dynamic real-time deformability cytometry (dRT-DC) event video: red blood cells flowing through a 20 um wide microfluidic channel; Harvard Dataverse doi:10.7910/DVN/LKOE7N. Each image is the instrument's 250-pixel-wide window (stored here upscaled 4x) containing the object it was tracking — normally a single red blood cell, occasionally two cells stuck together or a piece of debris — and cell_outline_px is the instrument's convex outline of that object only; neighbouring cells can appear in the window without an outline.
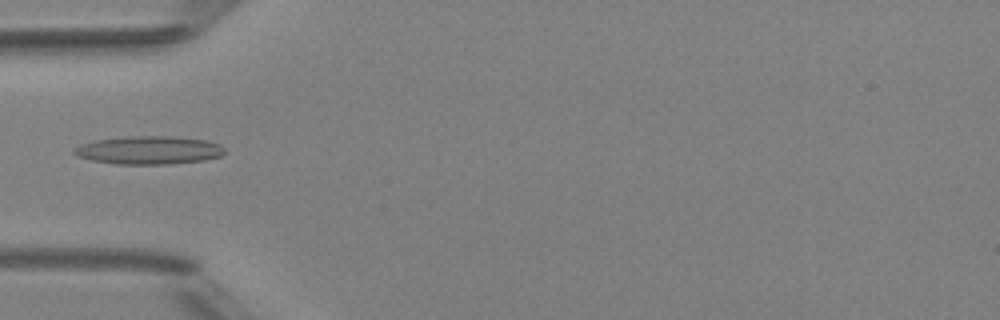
{"species": "Egyptian fruit bat (a non-hibernating species)", "species_latin": "Rousettus aegyptiacus", "temperature_condition": "room temperature", "stored_images_in_passage": 5, "camera_frame_rate_fps": 3000, "um_per_image_px": 0.085, "animal": {"sex": "female"}, "frame": {"image": 1, "passage_image": 4, "time_ms": 4.333, "image_size_px": [1000, 320], "cell_outline_px": [[224, 152], [220, 156], [204, 160], [168, 164], [116, 164], [92, 160], [76, 156], [72, 152], [72, 148], [80, 144], [96, 140], [124, 136], [172, 136], [204, 140], [220, 144], [224, 148]], "centroid_in_image_um": [12.61, 12.76], "position_along_channel_um": 72.4, "area_um2": 24.8}}
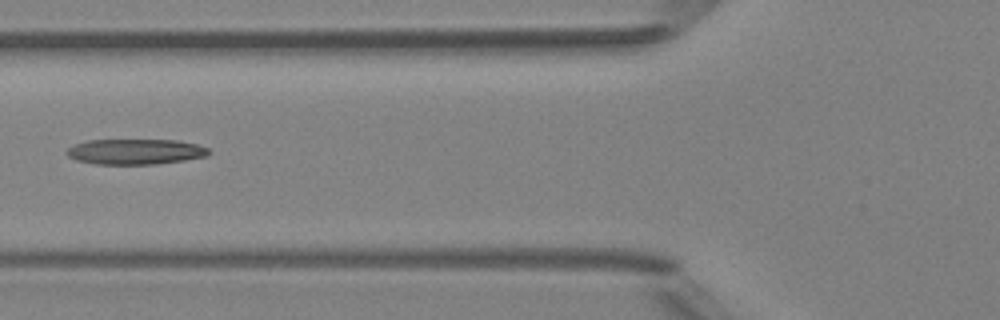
{"frame": {"image": 2, "passage_image": 5, "time_ms": 5.333, "image_size_px": [1000, 320], "cell_outline_px": [[212, 152], [208, 156], [184, 160], [156, 164], [96, 164], [76, 160], [68, 156], [64, 152], [68, 148], [76, 144], [88, 140], [176, 140], [200, 144], [208, 148]], "centroid_in_image_um": [11.54, 12.89], "position_along_channel_um": 114.3, "area_um2": 21.21}}